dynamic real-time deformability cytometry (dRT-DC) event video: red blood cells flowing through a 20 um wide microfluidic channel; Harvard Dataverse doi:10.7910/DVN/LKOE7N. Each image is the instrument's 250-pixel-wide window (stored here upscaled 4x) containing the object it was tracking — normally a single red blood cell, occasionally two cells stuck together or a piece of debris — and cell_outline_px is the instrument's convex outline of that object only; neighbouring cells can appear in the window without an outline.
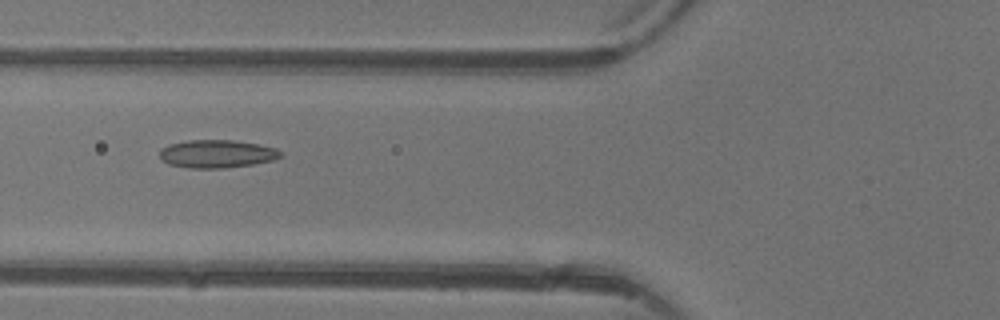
{"species": "common noctule bat (a hibernating species)", "species_latin": "Nyctalus noctula", "temperature_condition": "warm", "stored_images_in_passage": 5, "camera_frame_rate_fps": 3000, "um_per_image_px": 0.085, "animal": {"sex": "female"}, "frame": {"image": 1, "passage_image": 5, "time_ms": 5.667, "image_size_px": [1000, 320], "cell_outline_px": [[284, 156], [272, 160], [252, 164], [224, 168], [188, 168], [168, 164], [160, 160], [160, 148], [168, 144], [188, 140], [232, 140], [260, 144], [276, 148], [284, 152]], "centroid_in_image_um": [18.43, 13.07], "position_along_channel_um": 107.4, "area_um2": 20.0}}